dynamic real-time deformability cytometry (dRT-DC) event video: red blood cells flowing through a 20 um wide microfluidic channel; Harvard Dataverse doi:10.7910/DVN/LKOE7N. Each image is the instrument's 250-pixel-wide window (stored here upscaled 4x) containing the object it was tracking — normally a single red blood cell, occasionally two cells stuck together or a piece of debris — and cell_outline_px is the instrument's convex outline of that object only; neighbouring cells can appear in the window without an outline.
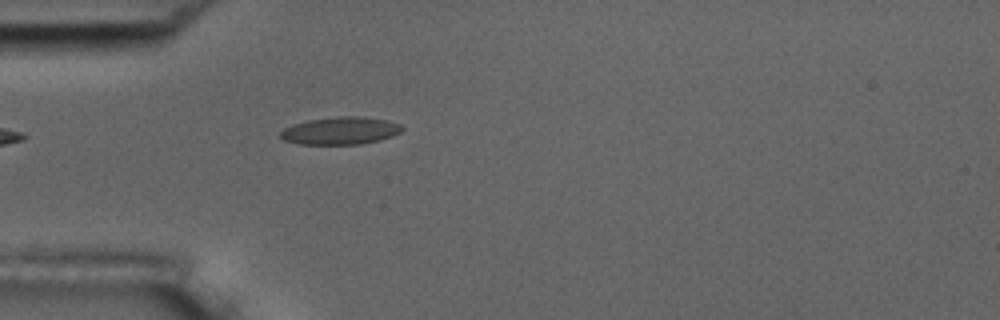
{"species": "common noctule bat (a hibernating species)", "species_latin": "Nyctalus noctula", "temperature_condition": "room temperature", "stored_images_in_passage": 5, "camera_frame_rate_fps": 3000, "um_per_image_px": 0.085, "animal": {"sex": "male", "body_mass_g": 17.5, "forearm_length_mm": 52.3}, "frame": {"image": 1, "passage_image": 5, "time_ms": 4.667, "image_size_px": [1000, 320], "cell_outline_px": [[404, 128], [400, 132], [392, 136], [380, 140], [360, 144], [296, 144], [284, 140], [276, 136], [284, 128], [292, 124], [308, 120], [336, 116], [364, 116], [388, 120], [400, 124]], "centroid_in_image_um": [28.91, 11.1], "position_along_channel_um": 56.1, "area_um2": 19.83}}